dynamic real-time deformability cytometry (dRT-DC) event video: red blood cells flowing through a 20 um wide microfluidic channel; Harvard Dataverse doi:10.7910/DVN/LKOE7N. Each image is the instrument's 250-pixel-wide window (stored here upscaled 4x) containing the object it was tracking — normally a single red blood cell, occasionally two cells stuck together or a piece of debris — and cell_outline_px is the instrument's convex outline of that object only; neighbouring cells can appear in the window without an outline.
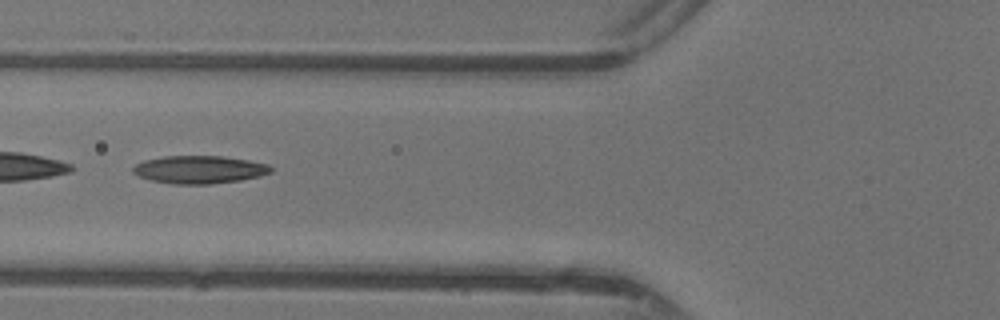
{"species": "common noctule bat (a hibernating species)", "species_latin": "Nyctalus noctula", "temperature_condition": "warm", "stored_images_in_passage": 34, "camera_frame_rate_fps": 3000, "um_per_image_px": 0.085, "animal": {"sex": "female"}, "frame": {"image": 1, "passage_image": 6, "time_ms": 1.667, "image_size_px": [1000, 320], "cell_outline_px": [[272, 172], [260, 176], [240, 180], [212, 184], [172, 184], [152, 180], [140, 176], [132, 172], [132, 168], [136, 164], [144, 160], [164, 156], [220, 156], [248, 160], [268, 164], [272, 168]], "centroid_in_image_um": [16.95, 14.41], "position_along_channel_um": 108.8, "area_um2": 22.31}}
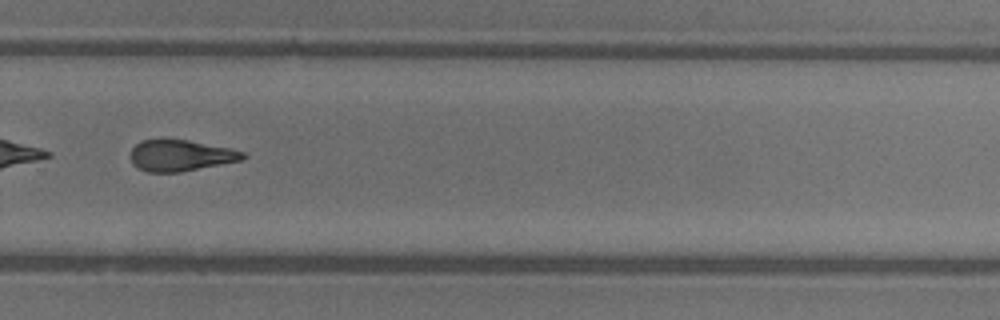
{"frame": {"image": 2, "passage_image": 20, "time_ms": 6.333, "image_size_px": [1000, 320], "cell_outline_px": [[248, 156], [240, 160], [180, 172], [148, 172], [136, 168], [132, 164], [128, 156], [132, 148], [140, 140], [188, 140], [228, 148], [244, 152]], "centroid_in_image_um": [15.28, 13.22], "position_along_channel_um": 314.5, "area_um2": 20.35}, "authors_computed_cell_mechanics": {"area_um2": 21.6461, "velocity_mm_per_s": 4.4077, "shape_relaxation_time_tau1_ms": null, "shape_relaxation_time_tau2_ms": 3.7381, "deformation_change_tau1": null, "deformation_change_tau2": 0.1435}}